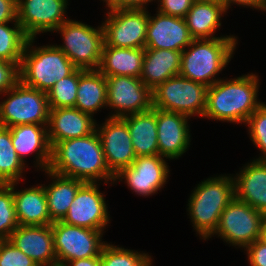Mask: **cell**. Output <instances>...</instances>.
I'll return each mask as SVG.
<instances>
[{"label": "cell", "mask_w": 266, "mask_h": 266, "mask_svg": "<svg viewBox=\"0 0 266 266\" xmlns=\"http://www.w3.org/2000/svg\"><path fill=\"white\" fill-rule=\"evenodd\" d=\"M48 170L84 182L114 184V174L109 170L100 137L95 130L88 136L63 140L51 147Z\"/></svg>", "instance_id": "1"}, {"label": "cell", "mask_w": 266, "mask_h": 266, "mask_svg": "<svg viewBox=\"0 0 266 266\" xmlns=\"http://www.w3.org/2000/svg\"><path fill=\"white\" fill-rule=\"evenodd\" d=\"M259 86L258 75L254 73L229 80L221 78L207 89L203 118L245 124L263 103L258 98Z\"/></svg>", "instance_id": "2"}, {"label": "cell", "mask_w": 266, "mask_h": 266, "mask_svg": "<svg viewBox=\"0 0 266 266\" xmlns=\"http://www.w3.org/2000/svg\"><path fill=\"white\" fill-rule=\"evenodd\" d=\"M235 198L233 175L210 177L197 184L188 199V215L192 226L203 240L214 236L220 216Z\"/></svg>", "instance_id": "3"}, {"label": "cell", "mask_w": 266, "mask_h": 266, "mask_svg": "<svg viewBox=\"0 0 266 266\" xmlns=\"http://www.w3.org/2000/svg\"><path fill=\"white\" fill-rule=\"evenodd\" d=\"M238 44L234 35L214 39H194L182 51L179 75L207 87L220 80L216 78L231 61Z\"/></svg>", "instance_id": "4"}, {"label": "cell", "mask_w": 266, "mask_h": 266, "mask_svg": "<svg viewBox=\"0 0 266 266\" xmlns=\"http://www.w3.org/2000/svg\"><path fill=\"white\" fill-rule=\"evenodd\" d=\"M34 42L35 38H29L26 43L19 66L20 81L47 92L55 82L71 75L77 67L56 45L34 47Z\"/></svg>", "instance_id": "5"}, {"label": "cell", "mask_w": 266, "mask_h": 266, "mask_svg": "<svg viewBox=\"0 0 266 266\" xmlns=\"http://www.w3.org/2000/svg\"><path fill=\"white\" fill-rule=\"evenodd\" d=\"M54 32H59L63 39L61 49L79 69L97 70L100 65L104 46V29L68 19Z\"/></svg>", "instance_id": "6"}, {"label": "cell", "mask_w": 266, "mask_h": 266, "mask_svg": "<svg viewBox=\"0 0 266 266\" xmlns=\"http://www.w3.org/2000/svg\"><path fill=\"white\" fill-rule=\"evenodd\" d=\"M4 94L1 95L8 97L0 102V126L48 125L50 108L46 92L19 81Z\"/></svg>", "instance_id": "7"}, {"label": "cell", "mask_w": 266, "mask_h": 266, "mask_svg": "<svg viewBox=\"0 0 266 266\" xmlns=\"http://www.w3.org/2000/svg\"><path fill=\"white\" fill-rule=\"evenodd\" d=\"M207 89L202 83L176 75L152 90L153 107L180 113L189 118L195 115L203 118Z\"/></svg>", "instance_id": "8"}, {"label": "cell", "mask_w": 266, "mask_h": 266, "mask_svg": "<svg viewBox=\"0 0 266 266\" xmlns=\"http://www.w3.org/2000/svg\"><path fill=\"white\" fill-rule=\"evenodd\" d=\"M265 215L236 197L223 210L214 232L227 244L246 248L260 238Z\"/></svg>", "instance_id": "9"}, {"label": "cell", "mask_w": 266, "mask_h": 266, "mask_svg": "<svg viewBox=\"0 0 266 266\" xmlns=\"http://www.w3.org/2000/svg\"><path fill=\"white\" fill-rule=\"evenodd\" d=\"M57 266L77 259L100 256L105 244L103 231L56 221L51 224Z\"/></svg>", "instance_id": "10"}, {"label": "cell", "mask_w": 266, "mask_h": 266, "mask_svg": "<svg viewBox=\"0 0 266 266\" xmlns=\"http://www.w3.org/2000/svg\"><path fill=\"white\" fill-rule=\"evenodd\" d=\"M147 9H111L102 23L107 46L145 48L149 12Z\"/></svg>", "instance_id": "11"}, {"label": "cell", "mask_w": 266, "mask_h": 266, "mask_svg": "<svg viewBox=\"0 0 266 266\" xmlns=\"http://www.w3.org/2000/svg\"><path fill=\"white\" fill-rule=\"evenodd\" d=\"M107 107L114 110L109 117L123 118L153 108L152 90L140 78L108 76Z\"/></svg>", "instance_id": "12"}, {"label": "cell", "mask_w": 266, "mask_h": 266, "mask_svg": "<svg viewBox=\"0 0 266 266\" xmlns=\"http://www.w3.org/2000/svg\"><path fill=\"white\" fill-rule=\"evenodd\" d=\"M17 22L29 38L53 32L66 22L68 0H16Z\"/></svg>", "instance_id": "13"}, {"label": "cell", "mask_w": 266, "mask_h": 266, "mask_svg": "<svg viewBox=\"0 0 266 266\" xmlns=\"http://www.w3.org/2000/svg\"><path fill=\"white\" fill-rule=\"evenodd\" d=\"M166 161L165 157L160 155L138 156L132 165L114 176V183L124 180L136 195H154L167 183L170 170Z\"/></svg>", "instance_id": "14"}, {"label": "cell", "mask_w": 266, "mask_h": 266, "mask_svg": "<svg viewBox=\"0 0 266 266\" xmlns=\"http://www.w3.org/2000/svg\"><path fill=\"white\" fill-rule=\"evenodd\" d=\"M99 185L97 182H84L80 186L62 220L64 223L105 232L110 214Z\"/></svg>", "instance_id": "15"}, {"label": "cell", "mask_w": 266, "mask_h": 266, "mask_svg": "<svg viewBox=\"0 0 266 266\" xmlns=\"http://www.w3.org/2000/svg\"><path fill=\"white\" fill-rule=\"evenodd\" d=\"M105 160L109 170L116 175L132 165L136 159L130 132L123 118L108 117L100 126L96 123Z\"/></svg>", "instance_id": "16"}, {"label": "cell", "mask_w": 266, "mask_h": 266, "mask_svg": "<svg viewBox=\"0 0 266 266\" xmlns=\"http://www.w3.org/2000/svg\"><path fill=\"white\" fill-rule=\"evenodd\" d=\"M147 26L145 49H169L182 52L192 43L185 18L175 17L156 11Z\"/></svg>", "instance_id": "17"}, {"label": "cell", "mask_w": 266, "mask_h": 266, "mask_svg": "<svg viewBox=\"0 0 266 266\" xmlns=\"http://www.w3.org/2000/svg\"><path fill=\"white\" fill-rule=\"evenodd\" d=\"M186 115L157 109V139L159 155L166 159H179L191 145Z\"/></svg>", "instance_id": "18"}, {"label": "cell", "mask_w": 266, "mask_h": 266, "mask_svg": "<svg viewBox=\"0 0 266 266\" xmlns=\"http://www.w3.org/2000/svg\"><path fill=\"white\" fill-rule=\"evenodd\" d=\"M8 240L38 266H57L51 225H19Z\"/></svg>", "instance_id": "19"}, {"label": "cell", "mask_w": 266, "mask_h": 266, "mask_svg": "<svg viewBox=\"0 0 266 266\" xmlns=\"http://www.w3.org/2000/svg\"><path fill=\"white\" fill-rule=\"evenodd\" d=\"M96 120L75 107L50 108L47 126L48 141L52 147L63 140L88 136L96 130Z\"/></svg>", "instance_id": "20"}, {"label": "cell", "mask_w": 266, "mask_h": 266, "mask_svg": "<svg viewBox=\"0 0 266 266\" xmlns=\"http://www.w3.org/2000/svg\"><path fill=\"white\" fill-rule=\"evenodd\" d=\"M48 125L24 124L9 127L11 140L18 157L25 164V156L35 152V167L48 170L51 160V146L48 141Z\"/></svg>", "instance_id": "21"}, {"label": "cell", "mask_w": 266, "mask_h": 266, "mask_svg": "<svg viewBox=\"0 0 266 266\" xmlns=\"http://www.w3.org/2000/svg\"><path fill=\"white\" fill-rule=\"evenodd\" d=\"M234 176L235 197L266 216V160L247 163Z\"/></svg>", "instance_id": "22"}, {"label": "cell", "mask_w": 266, "mask_h": 266, "mask_svg": "<svg viewBox=\"0 0 266 266\" xmlns=\"http://www.w3.org/2000/svg\"><path fill=\"white\" fill-rule=\"evenodd\" d=\"M18 183L20 182H12L8 184L13 190L18 224L51 225L53 222L49 215L43 184L17 191L16 184Z\"/></svg>", "instance_id": "23"}, {"label": "cell", "mask_w": 266, "mask_h": 266, "mask_svg": "<svg viewBox=\"0 0 266 266\" xmlns=\"http://www.w3.org/2000/svg\"><path fill=\"white\" fill-rule=\"evenodd\" d=\"M182 52L169 49H145L140 79L151 90L179 75Z\"/></svg>", "instance_id": "24"}, {"label": "cell", "mask_w": 266, "mask_h": 266, "mask_svg": "<svg viewBox=\"0 0 266 266\" xmlns=\"http://www.w3.org/2000/svg\"><path fill=\"white\" fill-rule=\"evenodd\" d=\"M145 48H123L104 43L98 70L105 76L141 77Z\"/></svg>", "instance_id": "25"}, {"label": "cell", "mask_w": 266, "mask_h": 266, "mask_svg": "<svg viewBox=\"0 0 266 266\" xmlns=\"http://www.w3.org/2000/svg\"><path fill=\"white\" fill-rule=\"evenodd\" d=\"M126 121L136 157L159 155L157 139V109L128 115Z\"/></svg>", "instance_id": "26"}, {"label": "cell", "mask_w": 266, "mask_h": 266, "mask_svg": "<svg viewBox=\"0 0 266 266\" xmlns=\"http://www.w3.org/2000/svg\"><path fill=\"white\" fill-rule=\"evenodd\" d=\"M227 13L223 3L194 1L185 21L194 39H214L221 27V18Z\"/></svg>", "instance_id": "27"}, {"label": "cell", "mask_w": 266, "mask_h": 266, "mask_svg": "<svg viewBox=\"0 0 266 266\" xmlns=\"http://www.w3.org/2000/svg\"><path fill=\"white\" fill-rule=\"evenodd\" d=\"M51 177L52 182L44 186L49 215L52 222L62 221L66 216L75 195L84 183L83 180L64 177L49 170L44 171Z\"/></svg>", "instance_id": "28"}, {"label": "cell", "mask_w": 266, "mask_h": 266, "mask_svg": "<svg viewBox=\"0 0 266 266\" xmlns=\"http://www.w3.org/2000/svg\"><path fill=\"white\" fill-rule=\"evenodd\" d=\"M107 108V80L97 70H85L79 77L75 108L94 117L99 109Z\"/></svg>", "instance_id": "29"}, {"label": "cell", "mask_w": 266, "mask_h": 266, "mask_svg": "<svg viewBox=\"0 0 266 266\" xmlns=\"http://www.w3.org/2000/svg\"><path fill=\"white\" fill-rule=\"evenodd\" d=\"M25 165L13 147L10 129L0 126V184L20 181Z\"/></svg>", "instance_id": "30"}, {"label": "cell", "mask_w": 266, "mask_h": 266, "mask_svg": "<svg viewBox=\"0 0 266 266\" xmlns=\"http://www.w3.org/2000/svg\"><path fill=\"white\" fill-rule=\"evenodd\" d=\"M8 24L0 23V59L20 66L29 37L18 22H14V27Z\"/></svg>", "instance_id": "31"}, {"label": "cell", "mask_w": 266, "mask_h": 266, "mask_svg": "<svg viewBox=\"0 0 266 266\" xmlns=\"http://www.w3.org/2000/svg\"><path fill=\"white\" fill-rule=\"evenodd\" d=\"M148 253H140L119 245L105 243L100 253L101 266H151L153 259Z\"/></svg>", "instance_id": "32"}, {"label": "cell", "mask_w": 266, "mask_h": 266, "mask_svg": "<svg viewBox=\"0 0 266 266\" xmlns=\"http://www.w3.org/2000/svg\"><path fill=\"white\" fill-rule=\"evenodd\" d=\"M84 71L77 68L71 75L55 82L46 92L49 108L75 107L79 77Z\"/></svg>", "instance_id": "33"}, {"label": "cell", "mask_w": 266, "mask_h": 266, "mask_svg": "<svg viewBox=\"0 0 266 266\" xmlns=\"http://www.w3.org/2000/svg\"><path fill=\"white\" fill-rule=\"evenodd\" d=\"M18 226L13 190L8 184H0V237L8 240Z\"/></svg>", "instance_id": "34"}, {"label": "cell", "mask_w": 266, "mask_h": 266, "mask_svg": "<svg viewBox=\"0 0 266 266\" xmlns=\"http://www.w3.org/2000/svg\"><path fill=\"white\" fill-rule=\"evenodd\" d=\"M248 133L262 155L256 160H266V103H262L247 119Z\"/></svg>", "instance_id": "35"}, {"label": "cell", "mask_w": 266, "mask_h": 266, "mask_svg": "<svg viewBox=\"0 0 266 266\" xmlns=\"http://www.w3.org/2000/svg\"><path fill=\"white\" fill-rule=\"evenodd\" d=\"M0 266H38V264L9 240H4L0 244Z\"/></svg>", "instance_id": "36"}, {"label": "cell", "mask_w": 266, "mask_h": 266, "mask_svg": "<svg viewBox=\"0 0 266 266\" xmlns=\"http://www.w3.org/2000/svg\"><path fill=\"white\" fill-rule=\"evenodd\" d=\"M20 81L19 65L0 59V95Z\"/></svg>", "instance_id": "37"}, {"label": "cell", "mask_w": 266, "mask_h": 266, "mask_svg": "<svg viewBox=\"0 0 266 266\" xmlns=\"http://www.w3.org/2000/svg\"><path fill=\"white\" fill-rule=\"evenodd\" d=\"M195 0H157L159 12L185 18Z\"/></svg>", "instance_id": "38"}, {"label": "cell", "mask_w": 266, "mask_h": 266, "mask_svg": "<svg viewBox=\"0 0 266 266\" xmlns=\"http://www.w3.org/2000/svg\"><path fill=\"white\" fill-rule=\"evenodd\" d=\"M250 266H266V244L259 239L244 249Z\"/></svg>", "instance_id": "39"}, {"label": "cell", "mask_w": 266, "mask_h": 266, "mask_svg": "<svg viewBox=\"0 0 266 266\" xmlns=\"http://www.w3.org/2000/svg\"><path fill=\"white\" fill-rule=\"evenodd\" d=\"M16 0H0V23L17 22Z\"/></svg>", "instance_id": "40"}, {"label": "cell", "mask_w": 266, "mask_h": 266, "mask_svg": "<svg viewBox=\"0 0 266 266\" xmlns=\"http://www.w3.org/2000/svg\"><path fill=\"white\" fill-rule=\"evenodd\" d=\"M222 3L227 11L231 8L232 4H237L266 12V0H223Z\"/></svg>", "instance_id": "41"}, {"label": "cell", "mask_w": 266, "mask_h": 266, "mask_svg": "<svg viewBox=\"0 0 266 266\" xmlns=\"http://www.w3.org/2000/svg\"><path fill=\"white\" fill-rule=\"evenodd\" d=\"M148 2H153V0H117V9H147Z\"/></svg>", "instance_id": "42"}, {"label": "cell", "mask_w": 266, "mask_h": 266, "mask_svg": "<svg viewBox=\"0 0 266 266\" xmlns=\"http://www.w3.org/2000/svg\"><path fill=\"white\" fill-rule=\"evenodd\" d=\"M63 266H101L100 256L71 260L66 262Z\"/></svg>", "instance_id": "43"}, {"label": "cell", "mask_w": 266, "mask_h": 266, "mask_svg": "<svg viewBox=\"0 0 266 266\" xmlns=\"http://www.w3.org/2000/svg\"><path fill=\"white\" fill-rule=\"evenodd\" d=\"M259 240L266 244V217L262 222Z\"/></svg>", "instance_id": "44"}, {"label": "cell", "mask_w": 266, "mask_h": 266, "mask_svg": "<svg viewBox=\"0 0 266 266\" xmlns=\"http://www.w3.org/2000/svg\"><path fill=\"white\" fill-rule=\"evenodd\" d=\"M106 3V8L108 7V10L111 9H117V0H102Z\"/></svg>", "instance_id": "45"}, {"label": "cell", "mask_w": 266, "mask_h": 266, "mask_svg": "<svg viewBox=\"0 0 266 266\" xmlns=\"http://www.w3.org/2000/svg\"><path fill=\"white\" fill-rule=\"evenodd\" d=\"M195 1H205V2H217V3H222L223 0H195Z\"/></svg>", "instance_id": "46"}, {"label": "cell", "mask_w": 266, "mask_h": 266, "mask_svg": "<svg viewBox=\"0 0 266 266\" xmlns=\"http://www.w3.org/2000/svg\"><path fill=\"white\" fill-rule=\"evenodd\" d=\"M4 240L0 237V244L3 242Z\"/></svg>", "instance_id": "47"}]
</instances>
